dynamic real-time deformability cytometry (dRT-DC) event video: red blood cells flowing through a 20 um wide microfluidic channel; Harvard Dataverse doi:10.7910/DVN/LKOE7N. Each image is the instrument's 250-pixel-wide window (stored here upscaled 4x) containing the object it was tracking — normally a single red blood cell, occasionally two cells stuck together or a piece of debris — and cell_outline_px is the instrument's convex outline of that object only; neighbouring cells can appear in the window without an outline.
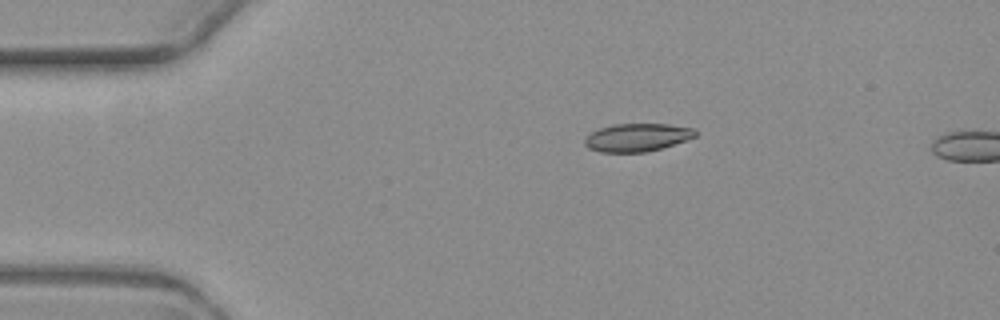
{"species": "common noctule bat (a hibernating species)", "species_latin": "Nyctalus noctula", "temperature_condition": "warm", "stored_images_in_passage": 2, "camera_frame_rate_fps": 3000, "um_per_image_px": 0.085, "animal": {"sex": "female", "body_mass_g": 19.3, "forearm_length_mm": 54.1}, "frame": {"image": 1, "passage_image": 1, "time_ms": 0.0, "image_size_px": [1000, 320], "cell_outline_px": [[696, 136], [660, 148], [644, 152], [600, 152], [588, 148], [584, 144], [584, 136], [600, 128], [612, 124], [668, 124], [692, 128], [696, 132]], "centroid_in_image_um": [54.08, 11.68], "position_along_channel_um": 30.9, "area_um2": 17.86}}